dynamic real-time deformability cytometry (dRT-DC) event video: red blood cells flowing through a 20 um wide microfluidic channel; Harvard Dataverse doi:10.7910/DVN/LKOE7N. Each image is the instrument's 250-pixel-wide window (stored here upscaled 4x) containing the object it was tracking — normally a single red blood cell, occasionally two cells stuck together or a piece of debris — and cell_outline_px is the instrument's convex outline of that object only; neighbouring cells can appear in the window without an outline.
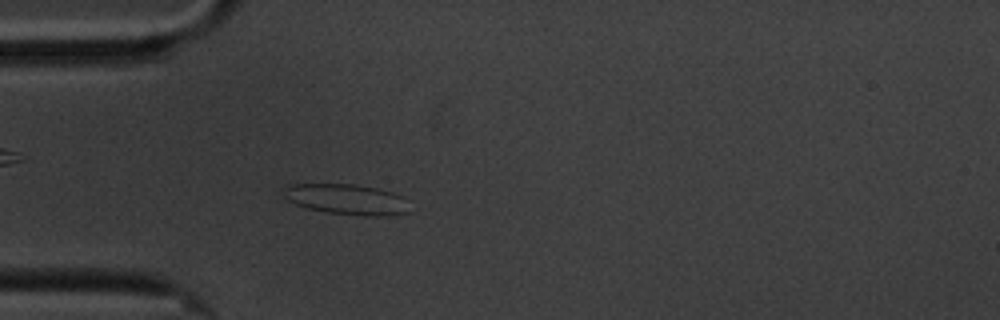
{"species": "common noctule bat (a hibernating species)", "species_latin": "Nyctalus noctula", "temperature_condition": "cold", "stored_images_in_passage": 3, "camera_frame_rate_fps": 3000, "um_per_image_px": 0.085, "animal": {"sex": "male", "body_mass_g": 20.1, "forearm_length_mm": 53.5}, "frame": {"image": 1, "passage_image": 3, "time_ms": 3.333, "image_size_px": [1000, 320], "cell_outline_px": [[408, 212], [388, 216], [364, 216], [328, 212], [308, 208], [296, 204], [288, 200], [284, 196], [284, 188], [288, 184], [352, 184], [376, 188], [392, 192], [404, 196]], "centroid_in_image_um": [29.47, 16.94], "position_along_channel_um": 55.5, "area_um2": 22.25}}